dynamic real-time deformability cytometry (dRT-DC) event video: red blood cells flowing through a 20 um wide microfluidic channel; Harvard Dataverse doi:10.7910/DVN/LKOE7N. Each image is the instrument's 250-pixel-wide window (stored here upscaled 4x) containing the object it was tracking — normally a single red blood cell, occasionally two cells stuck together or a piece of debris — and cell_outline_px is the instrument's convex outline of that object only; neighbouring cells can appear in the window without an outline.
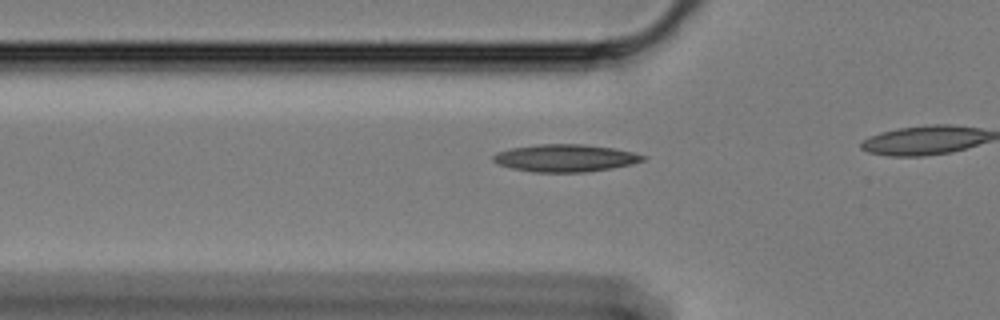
{"species": "Egyptian fruit bat (a non-hibernating species)", "species_latin": "Rousettus aegyptiacus", "temperature_condition": "cold", "stored_images_in_passage": 21, "camera_frame_rate_fps": 3000, "um_per_image_px": 0.085, "animal": {"sex": "female"}, "frame": {"image": 1, "passage_image": 15, "time_ms": 4.667, "image_size_px": [1000, 320], "cell_outline_px": [[648, 156], [644, 160], [632, 164], [612, 168], [584, 172], [532, 172], [512, 168], [496, 164], [492, 160], [492, 156], [496, 152], [512, 148], [536, 144], [584, 144], [612, 148], [632, 152]], "centroid_in_image_um": [48.02, 13.43], "position_along_channel_um": 77.8, "area_um2": 23.99}}
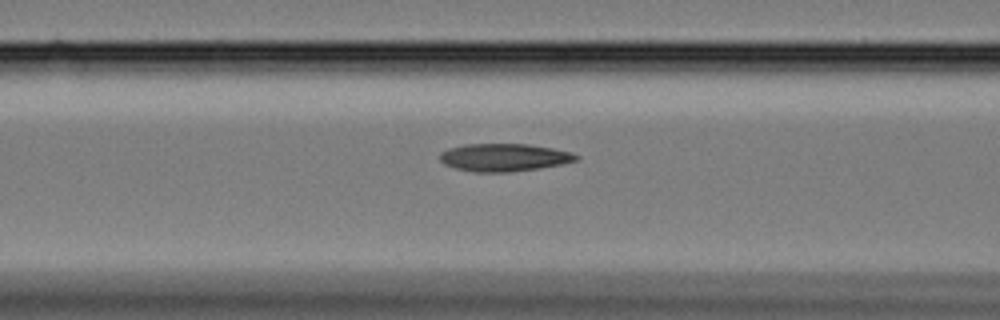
{"frame": {"image": 2, "passage_image": 19, "time_ms": 6.0, "image_size_px": [1000, 320], "cell_outline_px": [[580, 156], [576, 160], [564, 164], [540, 168], [508, 172], [476, 172], [456, 168], [444, 164], [440, 160], [440, 152], [448, 148], [464, 144], [528, 144], [552, 148], [572, 152]], "centroid_in_image_um": [42.85, 13.38], "position_along_channel_um": 123.7, "area_um2": 22.08}}